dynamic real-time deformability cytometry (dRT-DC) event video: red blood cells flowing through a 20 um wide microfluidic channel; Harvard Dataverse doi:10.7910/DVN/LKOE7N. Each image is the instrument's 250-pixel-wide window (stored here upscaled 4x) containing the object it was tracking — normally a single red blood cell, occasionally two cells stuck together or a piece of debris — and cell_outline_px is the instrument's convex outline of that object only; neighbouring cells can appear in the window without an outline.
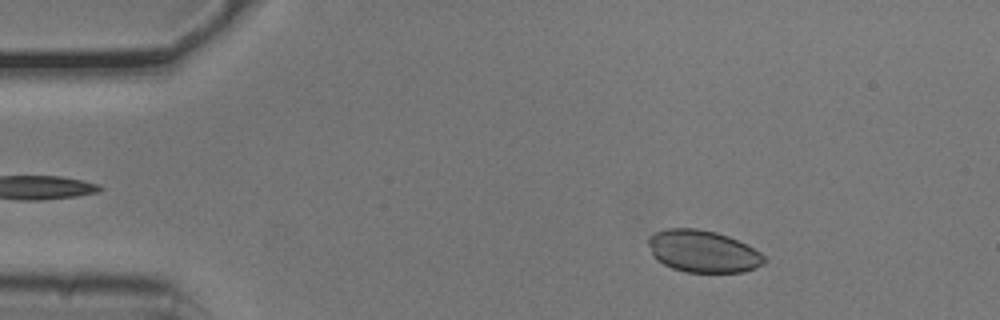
{"species": "common noctule bat (a hibernating species)", "species_latin": "Nyctalus noctula", "temperature_condition": "cold", "stored_images_in_passage": 52, "camera_frame_rate_fps": 3000, "um_per_image_px": 0.085, "animal": {"sex": "male", "body_mass_g": 20.5, "forearm_length_mm": 52.5}, "frame": {"image": 1, "passage_image": 7, "time_ms": 2.0, "image_size_px": [1000, 320], "cell_outline_px": [[768, 260], [764, 264], [756, 268], [744, 272], [684, 272], [672, 268], [656, 260], [648, 244], [648, 236], [656, 232], [668, 228], [696, 228], [716, 232], [728, 236], [760, 252]], "centroid_in_image_um": [59.75, 21.37], "position_along_channel_um": 25.3, "area_um2": 28.44}}
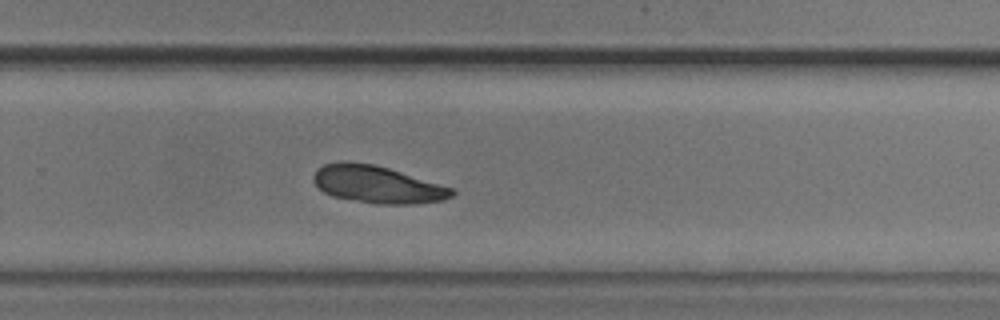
{"frame": {"image": 2, "passage_image": 34, "time_ms": 11.0, "image_size_px": [1000, 320], "cell_outline_px": [[456, 192], [452, 196], [444, 200], [416, 204], [376, 204], [332, 196], [324, 192], [312, 180], [312, 176], [316, 168], [324, 164], [340, 160], [344, 160], [372, 164], [388, 168], [456, 188]], "centroid_in_image_um": [32.08, 15.67], "position_along_channel_um": 297.7, "area_um2": 30.46}}
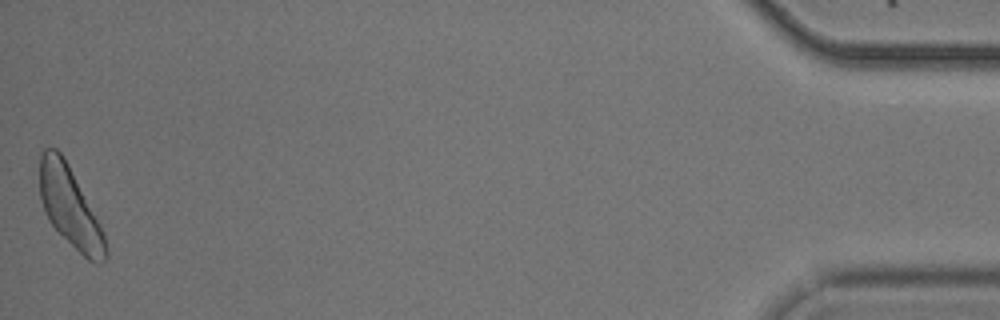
{"frame": {"image": 3, "passage_image": 52, "time_ms": 17.0, "image_size_px": [1000, 320], "cell_outline_px": [[108, 256], [100, 264], [96, 264], [88, 260], [48, 220], [44, 212], [40, 196], [40, 152], [44, 148], [56, 148], [60, 152], [68, 164], [100, 224], [104, 232], [108, 252]], "centroid_in_image_um": [5.95, 17.6], "position_along_channel_um": 429.3, "area_um2": 30.23}}